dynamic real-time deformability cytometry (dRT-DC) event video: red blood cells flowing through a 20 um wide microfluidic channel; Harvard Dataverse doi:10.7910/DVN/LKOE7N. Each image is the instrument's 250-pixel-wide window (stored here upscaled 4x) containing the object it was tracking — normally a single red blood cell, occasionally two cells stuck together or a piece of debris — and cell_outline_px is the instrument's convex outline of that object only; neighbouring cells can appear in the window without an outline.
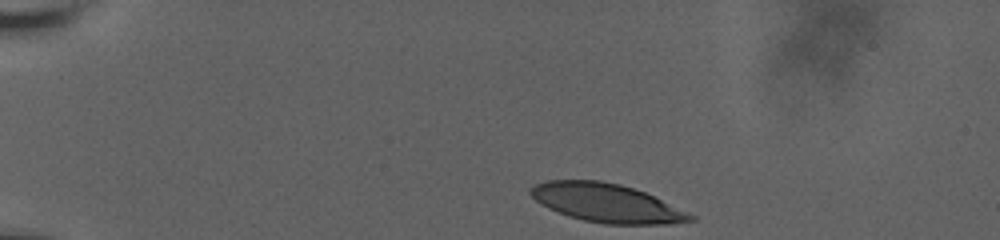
{"species": "human", "species_latin": "Homo sapiens", "temperature_condition": "room temperature", "stored_images_in_passage": 41, "camera_frame_rate_fps": 3000, "um_per_image_px": 0.085, "donor": {"sex": "male"}, "frame": {"image": 1, "passage_image": 1, "time_ms": 0.0, "image_size_px": [1000, 240], "cell_outline_px": [[696, 220], [672, 224], [604, 224], [584, 220], [568, 216], [548, 208], [540, 204], [528, 192], [528, 188], [536, 184], [548, 180], [600, 180], [620, 184], [644, 192], [688, 212], [696, 216]], "centroid_in_image_um": [51.55, 17.25], "position_along_channel_um": 33.5, "area_um2": 35.89}}
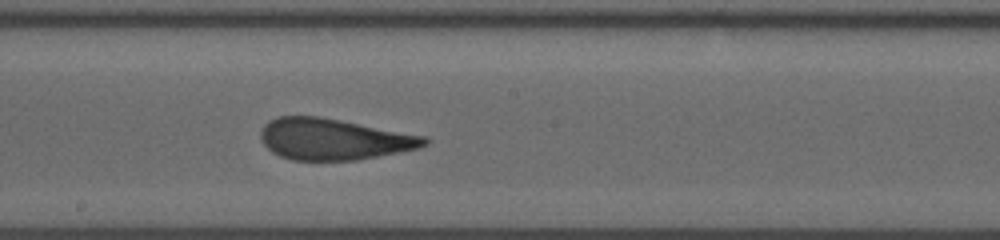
{"frame": {"image": 2, "passage_image": 23, "time_ms": 7.333, "image_size_px": [1000, 240], "cell_outline_px": [[428, 144], [416, 148], [400, 152], [356, 160], [292, 160], [280, 156], [272, 152], [264, 144], [260, 136], [260, 132], [264, 124], [268, 120], [280, 116], [320, 116], [428, 136]], "centroid_in_image_um": [28.36, 11.82], "position_along_channel_um": 219.8, "area_um2": 39.48}}
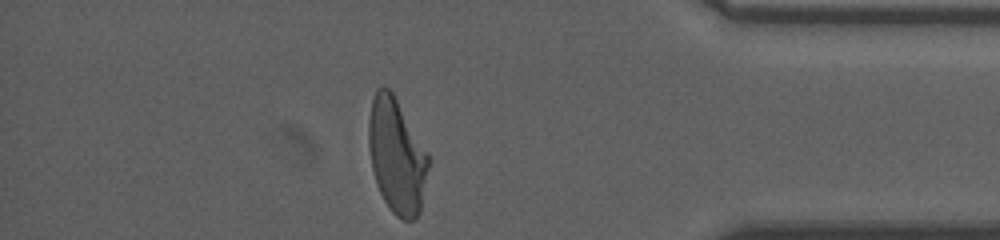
{"frame": {"image": 3, "passage_image": 40, "time_ms": 13.0, "image_size_px": [1000, 240], "cell_outline_px": [[428, 168], [420, 212], [412, 220], [404, 220], [396, 216], [392, 212], [384, 200], [376, 184], [372, 168], [368, 148], [368, 120], [372, 100], [376, 88], [380, 84], [388, 88], [392, 92], [428, 152]], "centroid_in_image_um": [33.69, 13.23], "position_along_channel_um": 401.5, "area_um2": 39.94}, "authors_computed_cell_mechanics": {"area_um2": 39.5352, "velocity_mm_per_s": 3.6626, "shape_relaxation_time_tau1_ms": 6.5393, "shape_relaxation_time_tau2_ms": 1.3516, "deformation_change_tau1": 0.2118, "deformation_change_tau2": 0.1132}}